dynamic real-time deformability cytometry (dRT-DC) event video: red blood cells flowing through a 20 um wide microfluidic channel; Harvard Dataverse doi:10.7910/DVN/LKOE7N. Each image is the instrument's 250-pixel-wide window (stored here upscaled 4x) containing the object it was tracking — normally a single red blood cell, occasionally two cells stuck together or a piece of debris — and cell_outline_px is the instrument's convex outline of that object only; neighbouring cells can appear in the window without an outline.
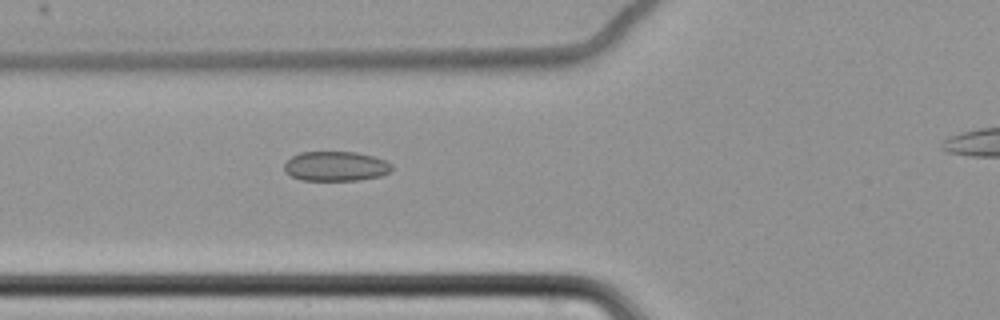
{"species": "common noctule bat (a hibernating species)", "species_latin": "Nyctalus noctula", "temperature_condition": "cold", "stored_images_in_passage": 49, "camera_frame_rate_fps": 3000, "um_per_image_px": 0.085, "animal": {"sex": "female", "body_mass_g": 22.7, "forearm_length_mm": 54.2}, "frame": {"image": 1, "passage_image": 17, "time_ms": 5.333, "image_size_px": [1000, 320], "cell_outline_px": [[392, 172], [380, 176], [360, 180], [300, 180], [284, 172], [284, 164], [292, 156], [300, 152], [356, 152], [372, 156], [384, 160], [392, 164]], "centroid_in_image_um": [28.54, 14.13], "position_along_channel_um": 97.3, "area_um2": 18.67}}
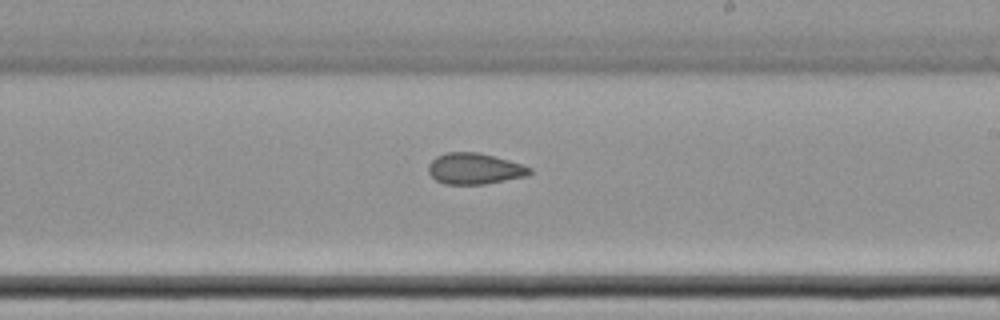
{"frame": {"image": 2, "passage_image": 30, "time_ms": 9.667, "image_size_px": [1000, 320], "cell_outline_px": [[532, 172], [528, 176], [484, 184], [444, 184], [436, 180], [428, 172], [428, 164], [436, 156], [448, 152], [480, 152], [508, 160], [532, 168]], "centroid_in_image_um": [40.33, 14.33], "position_along_channel_um": 248.7, "area_um2": 18.38}}
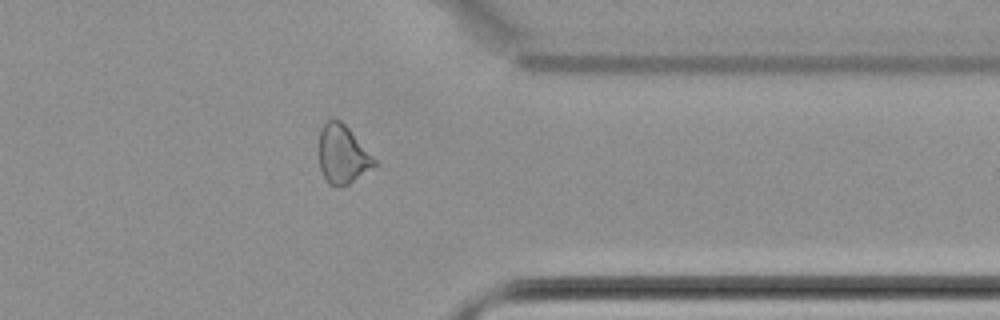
{"frame": {"image": 3, "passage_image": 42, "time_ms": 13.667, "image_size_px": [1000, 320], "cell_outline_px": [[376, 164], [348, 184], [336, 188], [328, 184], [320, 168], [320, 132], [324, 124], [328, 120], [340, 120], [348, 128], [376, 160]], "centroid_in_image_um": [29.1, 13.15], "position_along_channel_um": 382.3, "area_um2": 18.32}, "authors_computed_cell_mechanics": {"area_um2": 19.1318, "velocity_mm_per_s": 3.493, "shape_relaxation_time_tau1_ms": null, "shape_relaxation_time_tau2_ms": 5.9074, "deformation_change_tau1": null, "deformation_change_tau2": 0.0982}}